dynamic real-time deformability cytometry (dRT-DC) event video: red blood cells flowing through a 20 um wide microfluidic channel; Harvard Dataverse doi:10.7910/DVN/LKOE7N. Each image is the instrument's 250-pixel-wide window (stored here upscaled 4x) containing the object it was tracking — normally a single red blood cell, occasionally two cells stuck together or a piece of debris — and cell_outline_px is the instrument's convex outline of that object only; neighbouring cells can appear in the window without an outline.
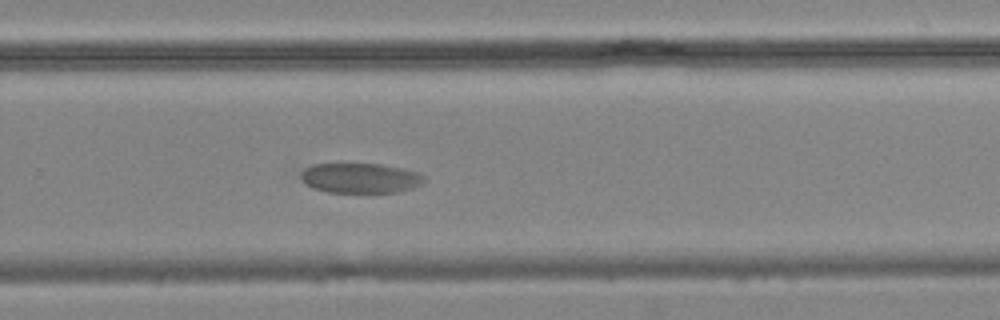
{"species": "common noctule bat (a hibernating species)", "species_latin": "Nyctalus noctula", "temperature_condition": "cold", "stored_images_in_passage": 9, "camera_frame_rate_fps": 3000, "um_per_image_px": 0.085, "animal": {"sex": "male", "body_mass_g": 19.2, "forearm_length_mm": 51.8}, "frame": {"image": 1, "passage_image": 9, "time_ms": 9.333, "image_size_px": [1000, 320], "cell_outline_px": [[424, 180], [420, 184], [412, 188], [396, 192], [328, 192], [312, 188], [304, 184], [300, 180], [300, 172], [304, 168], [312, 164], [380, 164], [404, 168], [420, 172], [424, 176]], "centroid_in_image_um": [30.58, 15.13], "position_along_channel_um": 299.2, "area_um2": 21.73}}